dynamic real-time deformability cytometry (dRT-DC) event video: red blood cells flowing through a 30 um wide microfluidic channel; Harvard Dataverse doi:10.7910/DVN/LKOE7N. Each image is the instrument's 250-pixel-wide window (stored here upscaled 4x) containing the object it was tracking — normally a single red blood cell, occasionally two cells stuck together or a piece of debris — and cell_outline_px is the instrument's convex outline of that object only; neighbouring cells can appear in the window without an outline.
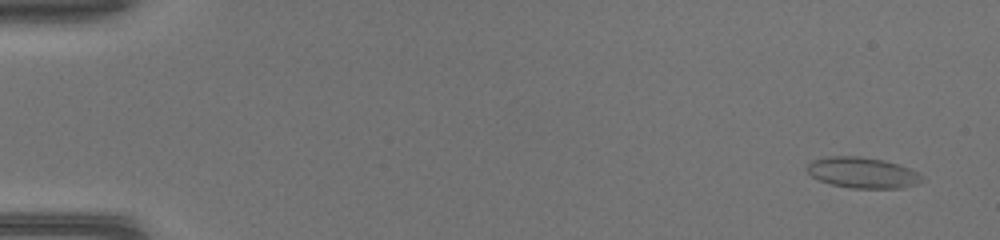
{"species": "common noctule bat (a hibernating species)", "species_latin": "Nyctalus noctula", "temperature_condition": "warm", "stored_images_in_passage": 47, "camera_frame_rate_fps": 3000, "um_per_image_px": 0.085, "animal": {"sex": "female", "body_mass_g": 17.0, "forearm_length_mm": 48.0}, "frame": {"image": 1, "passage_image": 3, "time_ms": 0.667, "image_size_px": [1000, 240], "cell_outline_px": [[924, 180], [916, 184], [900, 188], [848, 188], [832, 184], [820, 180], [812, 176], [804, 168], [812, 160], [824, 156], [860, 156], [884, 160], [900, 164], [920, 172], [924, 176]], "centroid_in_image_um": [73.34, 14.66], "position_along_channel_um": 11.7, "area_um2": 20.98}}
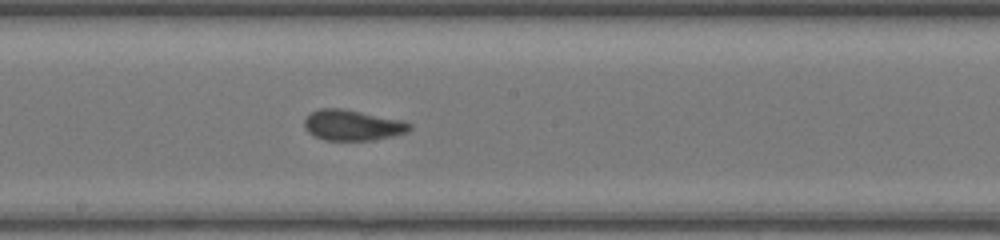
{"frame": {"image": 2, "passage_image": 27, "time_ms": 8.667, "image_size_px": [1000, 240], "cell_outline_px": [[412, 128], [408, 132], [392, 136], [372, 140], [324, 140], [308, 132], [304, 124], [304, 120], [312, 112], [320, 108], [340, 108], [404, 120], [412, 124]], "centroid_in_image_um": [30.0, 10.64], "position_along_channel_um": 218.2, "area_um2": 18.73}}
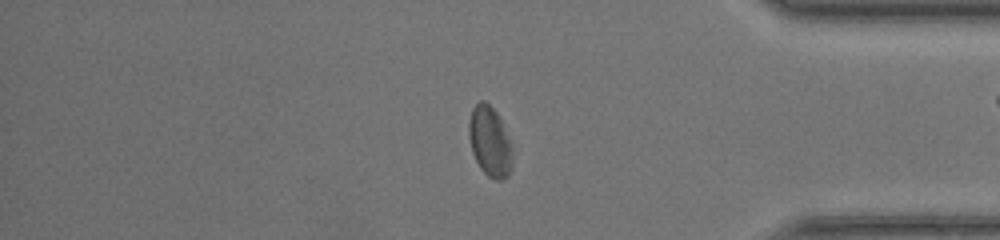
{"frame": {"image": 3, "passage_image": 40, "time_ms": 13.0, "image_size_px": [1000, 240], "cell_outline_px": [[512, 168], [508, 176], [504, 180], [496, 180], [488, 176], [480, 168], [472, 152], [468, 136], [468, 120], [472, 108], [480, 100], [484, 100], [496, 112], [512, 144]], "centroid_in_image_um": [41.63, 12.05], "position_along_channel_um": 393.6, "area_um2": 17.98}}